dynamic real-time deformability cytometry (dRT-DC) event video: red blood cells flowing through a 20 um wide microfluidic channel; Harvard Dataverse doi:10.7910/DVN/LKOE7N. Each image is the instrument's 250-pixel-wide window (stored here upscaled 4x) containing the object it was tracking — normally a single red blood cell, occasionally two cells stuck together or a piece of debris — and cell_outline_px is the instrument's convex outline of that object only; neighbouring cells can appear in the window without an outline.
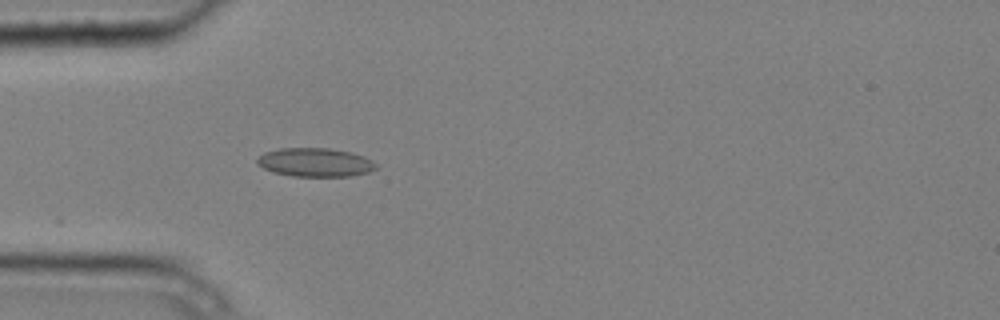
{"species": "common noctule bat (a hibernating species)", "species_latin": "Nyctalus noctula", "temperature_condition": "cold", "stored_images_in_passage": 4, "camera_frame_rate_fps": 3000, "um_per_image_px": 0.085, "animal": {"sex": "male", "body_mass_g": 20.4}, "frame": {"image": 1, "passage_image": 4, "time_ms": 1.0, "image_size_px": [1000, 320], "cell_outline_px": [[376, 168], [368, 172], [352, 176], [292, 176], [276, 172], [264, 168], [256, 164], [256, 160], [264, 152], [280, 148], [328, 148], [352, 152], [364, 156], [372, 160], [376, 164]], "centroid_in_image_um": [26.8, 13.79], "position_along_channel_um": 58.2, "area_um2": 19.83}}